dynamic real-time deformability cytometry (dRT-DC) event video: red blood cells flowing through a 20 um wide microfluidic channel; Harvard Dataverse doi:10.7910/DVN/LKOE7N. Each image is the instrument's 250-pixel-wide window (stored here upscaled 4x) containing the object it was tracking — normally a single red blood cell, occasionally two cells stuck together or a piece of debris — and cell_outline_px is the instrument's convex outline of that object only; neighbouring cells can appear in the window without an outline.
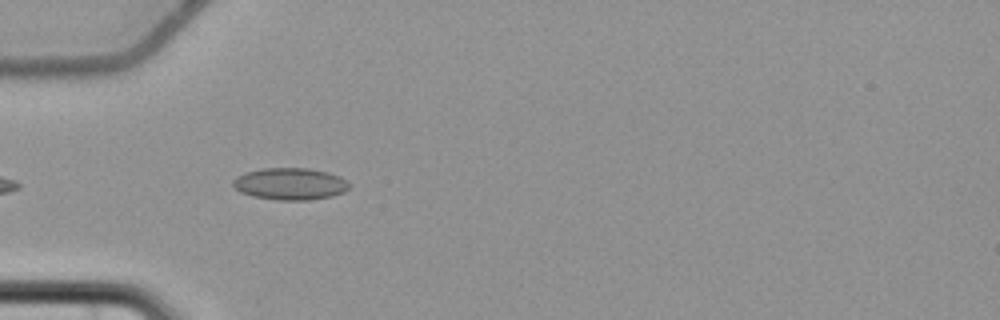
{"species": "common noctule bat (a hibernating species)", "species_latin": "Nyctalus noctula", "temperature_condition": "cold", "stored_images_in_passage": 5, "camera_frame_rate_fps": 3000, "um_per_image_px": 0.085, "animal": {"sex": "female", "body_mass_g": 22.7, "forearm_length_mm": 54.2}, "frame": {"image": 1, "passage_image": 5, "time_ms": 5.333, "image_size_px": [1000, 320], "cell_outline_px": [[348, 188], [344, 192], [332, 196], [308, 200], [276, 200], [252, 196], [240, 192], [232, 184], [232, 180], [236, 176], [244, 172], [264, 168], [308, 168], [328, 172], [340, 176], [348, 184]], "centroid_in_image_um": [24.62, 15.62], "position_along_channel_um": 60.4, "area_um2": 21.68}}